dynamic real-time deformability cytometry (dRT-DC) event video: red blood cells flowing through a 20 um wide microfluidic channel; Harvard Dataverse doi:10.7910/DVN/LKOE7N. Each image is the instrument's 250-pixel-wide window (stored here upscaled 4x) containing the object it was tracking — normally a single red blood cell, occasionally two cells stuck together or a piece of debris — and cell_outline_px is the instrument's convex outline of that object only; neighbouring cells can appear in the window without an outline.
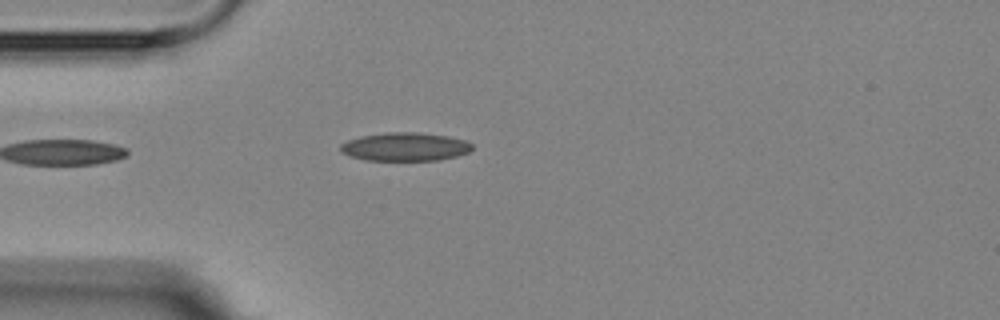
{"species": "Egyptian fruit bat (a non-hibernating species)", "species_latin": "Rousettus aegyptiacus", "temperature_condition": "room temperature", "stored_images_in_passage": 1, "camera_frame_rate_fps": 3000, "um_per_image_px": 0.085, "animal": {"sex": "female"}, "frame": {"image": 1, "passage_image": 1, "time_ms": 0.0, "image_size_px": [1000, 320], "cell_outline_px": [[472, 148], [468, 152], [456, 156], [436, 160], [364, 160], [348, 156], [340, 152], [340, 144], [348, 140], [360, 136], [384, 132], [416, 132], [448, 136], [464, 140], [472, 144]], "centroid_in_image_um": [34.37, 12.47], "position_along_channel_um": 50.6, "area_um2": 21.85}}